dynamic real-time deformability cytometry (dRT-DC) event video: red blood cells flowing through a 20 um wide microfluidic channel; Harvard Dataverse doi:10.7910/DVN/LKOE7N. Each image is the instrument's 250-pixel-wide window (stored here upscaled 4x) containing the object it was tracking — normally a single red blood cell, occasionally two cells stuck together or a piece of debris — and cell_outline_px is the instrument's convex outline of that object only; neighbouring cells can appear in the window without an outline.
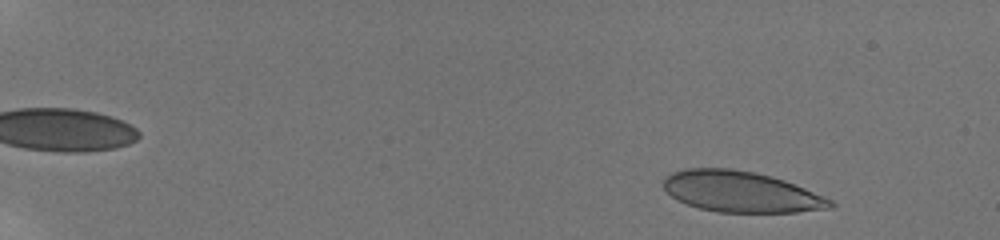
{"species": "human", "species_latin": "Homo sapiens", "temperature_condition": "room temperature", "stored_images_in_passage": 38, "camera_frame_rate_fps": 3000, "um_per_image_px": 0.085, "donor": {"sex": "male"}, "frame": {"image": 1, "passage_image": 5, "time_ms": 1.333, "image_size_px": [1000, 240], "cell_outline_px": [[836, 204], [832, 208], [796, 212], [716, 212], [700, 208], [676, 200], [664, 188], [664, 180], [672, 172], [684, 168], [728, 168], [752, 172], [772, 176], [784, 180], [824, 196], [832, 200]], "centroid_in_image_um": [62.99, 16.3], "position_along_channel_um": 22.0, "area_um2": 39.59}}
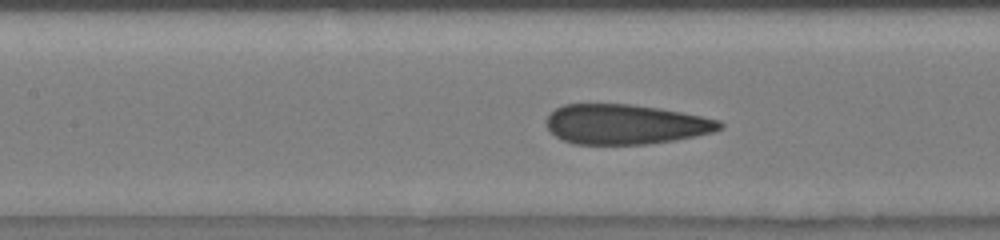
{"frame": {"image": 2, "passage_image": 25, "time_ms": 9.0, "image_size_px": [1000, 240], "cell_outline_px": [[724, 128], [712, 132], [696, 136], [676, 140], [648, 144], [572, 144], [548, 132], [544, 124], [544, 120], [556, 108], [564, 104], [628, 104], [660, 108], [720, 120], [724, 124]], "centroid_in_image_um": [53.14, 10.57], "position_along_channel_um": 154.3, "area_um2": 40.58}}
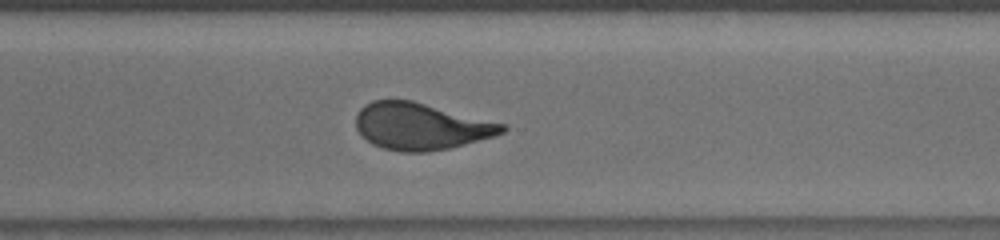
{"frame": {"image": 3, "passage_image": 38, "time_ms": 13.667, "image_size_px": [1000, 240], "cell_outline_px": [[508, 128], [504, 132], [496, 136], [448, 148], [428, 152], [400, 152], [384, 148], [372, 144], [360, 136], [356, 128], [356, 116], [360, 108], [364, 104], [372, 100], [412, 100], [504, 124]], "centroid_in_image_um": [35.73, 10.74], "position_along_channel_um": 334.9, "area_um2": 39.94}}